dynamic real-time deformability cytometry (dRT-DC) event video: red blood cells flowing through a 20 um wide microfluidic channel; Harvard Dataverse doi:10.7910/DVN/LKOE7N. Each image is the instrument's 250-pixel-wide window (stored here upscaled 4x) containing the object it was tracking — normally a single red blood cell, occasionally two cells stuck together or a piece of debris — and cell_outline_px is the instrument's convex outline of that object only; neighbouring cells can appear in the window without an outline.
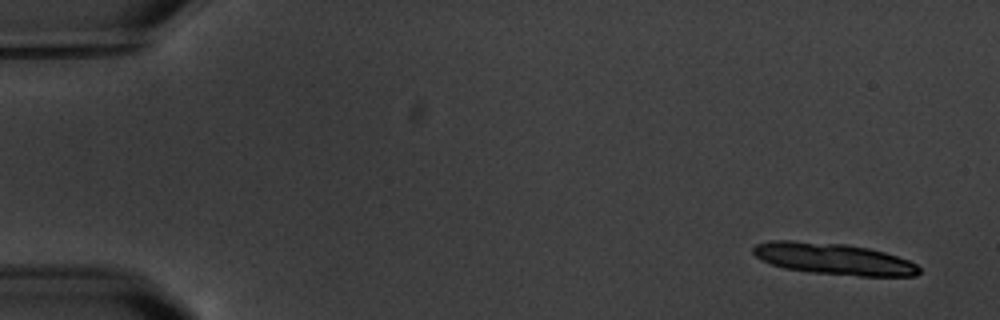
{"species": "common noctule bat (a hibernating species)", "species_latin": "Nyctalus noctula", "temperature_condition": "warm", "stored_images_in_passage": 4, "camera_frame_rate_fps": 3000, "um_per_image_px": 0.085, "animal": {"sex": "male", "body_mass_g": 20.1, "forearm_length_mm": 53.5}, "frame": {"image": 1, "passage_image": 1, "time_ms": 0.0, "image_size_px": [1000, 320], "cell_outline_px": [[920, 272], [916, 276], [860, 276], [808, 272], [784, 268], [772, 264], [756, 256], [752, 252], [752, 248], [756, 244], [772, 240], [792, 240], [844, 244], [868, 248], [884, 252], [908, 260], [916, 264], [920, 268]], "centroid_in_image_um": [70.85, 22.0], "position_along_channel_um": 14.1, "area_um2": 30.35}}